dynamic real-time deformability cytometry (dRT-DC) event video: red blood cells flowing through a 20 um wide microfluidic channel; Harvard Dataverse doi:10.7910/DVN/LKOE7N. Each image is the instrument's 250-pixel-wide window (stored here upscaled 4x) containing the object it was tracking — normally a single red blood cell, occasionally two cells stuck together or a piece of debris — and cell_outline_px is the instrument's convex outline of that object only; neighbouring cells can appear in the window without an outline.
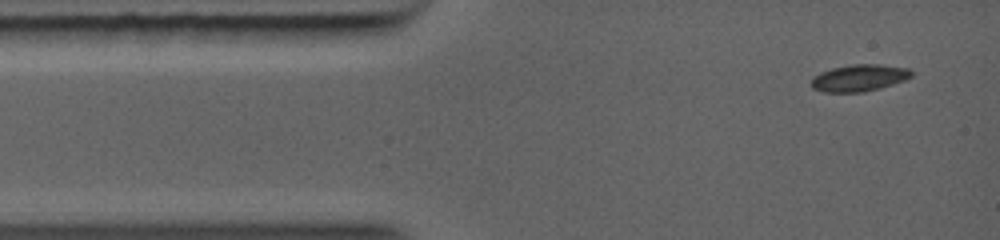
{"species": "common noctule bat (a hibernating species)", "species_latin": "Nyctalus noctula", "temperature_condition": "warm", "stored_images_in_passage": 5, "camera_frame_rate_fps": 5000, "um_per_image_px": 0.085, "animal": {"sex": "female", "body_mass_g": 19.0, "forearm_length_mm": 56.7}, "frame": {"image": 1, "passage_image": 1, "time_ms": 0.0, "image_size_px": [1000, 240], "cell_outline_px": [[912, 76], [904, 80], [880, 88], [864, 92], [824, 92], [812, 88], [812, 76], [820, 72], [832, 68], [848, 64], [880, 64], [908, 68], [912, 72]], "centroid_in_image_um": [73.01, 6.61], "position_along_channel_um": 12.0, "area_um2": 15.72}}
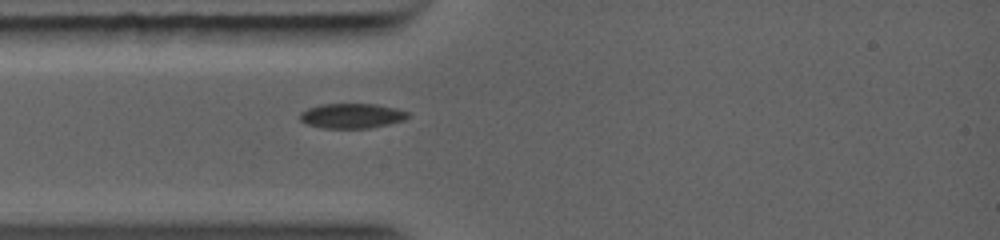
{"frame": {"image": 2, "passage_image": 4, "time_ms": 2.0, "image_size_px": [1000, 240], "cell_outline_px": [[408, 116], [404, 120], [364, 128], [328, 128], [308, 124], [300, 120], [300, 112], [308, 108], [320, 104], [376, 104], [408, 112]], "centroid_in_image_um": [29.84, 9.83], "position_along_channel_um": 55.2, "area_um2": 15.2}}